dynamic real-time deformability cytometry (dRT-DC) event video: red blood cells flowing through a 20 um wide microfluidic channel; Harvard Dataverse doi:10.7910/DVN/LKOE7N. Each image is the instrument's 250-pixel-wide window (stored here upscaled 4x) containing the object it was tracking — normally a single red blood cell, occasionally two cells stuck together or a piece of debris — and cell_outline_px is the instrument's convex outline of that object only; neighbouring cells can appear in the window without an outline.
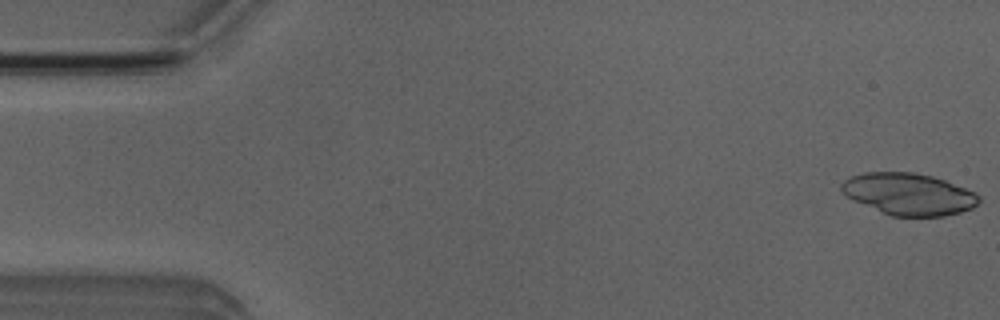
{"species": "Egyptian fruit bat (a non-hibernating species)", "species_latin": "Rousettus aegyptiacus", "temperature_condition": "room temperature", "stored_images_in_passage": 5, "camera_frame_rate_fps": 3000, "um_per_image_px": 0.085, "animal": {"sex": "male"}, "frame": {"image": 1, "passage_image": 1, "time_ms": 0.0, "image_size_px": [1000, 320], "cell_outline_px": [[980, 200], [972, 208], [960, 212], [944, 216], [892, 216], [852, 200], [840, 188], [840, 184], [844, 180], [852, 176], [864, 172], [912, 172], [932, 176], [944, 180], [976, 192], [980, 196]], "centroid_in_image_um": [77.25, 16.49], "position_along_channel_um": 7.8, "area_um2": 33.35}}